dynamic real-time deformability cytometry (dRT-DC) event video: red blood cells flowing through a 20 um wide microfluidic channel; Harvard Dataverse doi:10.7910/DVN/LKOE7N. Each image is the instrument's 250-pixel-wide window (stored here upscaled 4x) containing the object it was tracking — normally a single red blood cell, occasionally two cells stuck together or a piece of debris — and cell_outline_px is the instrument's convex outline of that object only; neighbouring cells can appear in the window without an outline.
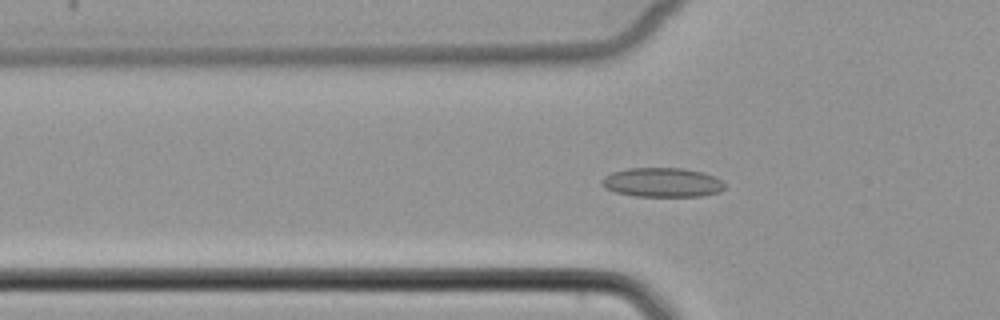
{"species": "common noctule bat (a hibernating species)", "species_latin": "Nyctalus noctula", "temperature_condition": "cold", "stored_images_in_passage": 47, "camera_frame_rate_fps": 3000, "um_per_image_px": 0.085, "animal": {"sex": "female", "body_mass_g": 22.7, "forearm_length_mm": 54.2}, "frame": {"image": 1, "passage_image": 18, "time_ms": 5.667, "image_size_px": [1000, 320], "cell_outline_px": [[724, 188], [720, 192], [700, 196], [636, 196], [616, 192], [604, 188], [600, 184], [600, 180], [604, 176], [612, 172], [628, 168], [684, 168], [704, 172], [720, 180], [724, 184]], "centroid_in_image_um": [56.25, 15.5], "position_along_channel_um": 69.5, "area_um2": 21.04}}
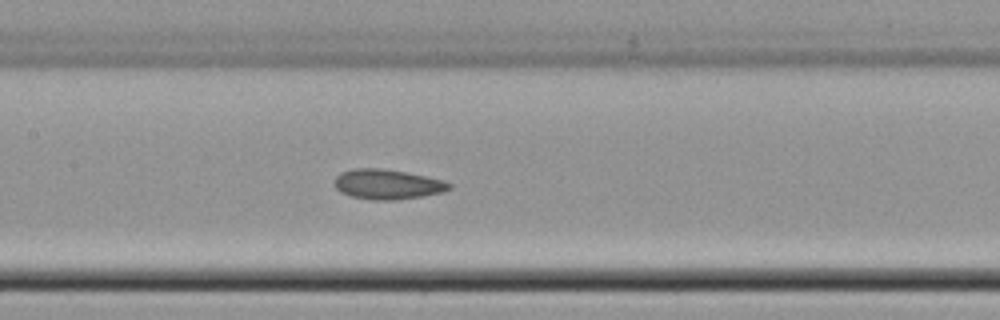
{"frame": {"image": 2, "passage_image": 26, "time_ms": 8.333, "image_size_px": [1000, 320], "cell_outline_px": [[452, 188], [444, 192], [420, 196], [392, 200], [376, 200], [352, 196], [340, 192], [336, 188], [336, 176], [340, 172], [352, 168], [384, 168], [408, 172], [444, 180], [452, 184]], "centroid_in_image_um": [32.96, 15.64], "position_along_channel_um": 174.4, "area_um2": 20.06}}
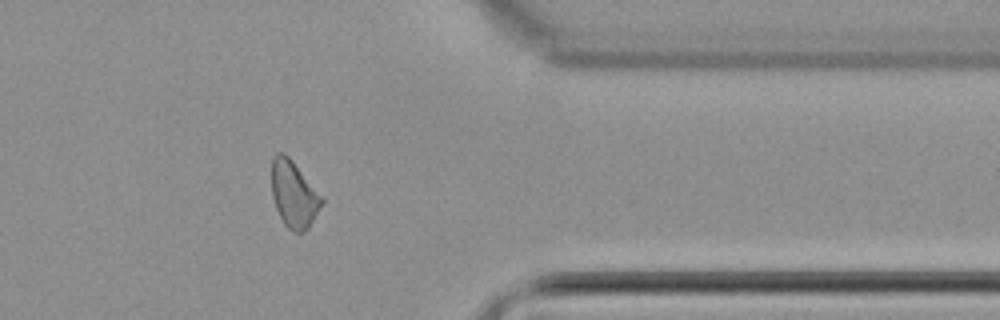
{"frame": {"image": 3, "passage_image": 43, "time_ms": 14.0, "image_size_px": [1000, 320], "cell_outline_px": [[324, 200], [308, 228], [304, 232], [292, 232], [284, 224], [276, 208], [272, 196], [272, 156], [276, 152], [284, 152], [292, 160]], "centroid_in_image_um": [24.94, 16.51], "position_along_channel_um": 386.5, "area_um2": 19.13}}